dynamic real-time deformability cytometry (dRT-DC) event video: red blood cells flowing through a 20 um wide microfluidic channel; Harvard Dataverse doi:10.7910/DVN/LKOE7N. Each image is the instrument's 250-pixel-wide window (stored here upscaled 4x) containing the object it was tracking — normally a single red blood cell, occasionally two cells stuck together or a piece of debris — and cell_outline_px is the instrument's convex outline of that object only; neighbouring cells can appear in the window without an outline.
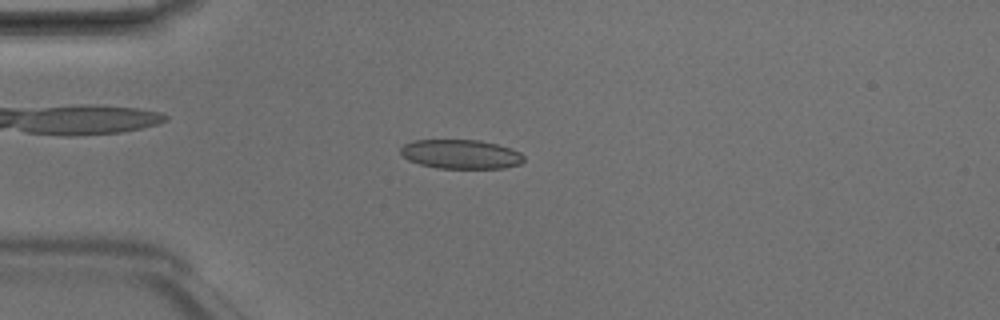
{"species": "Egyptian fruit bat (a non-hibernating species)", "species_latin": "Rousettus aegyptiacus", "temperature_condition": "room temperature", "stored_images_in_passage": 3, "camera_frame_rate_fps": 3000, "um_per_image_px": 0.085, "animal": {"sex": "male"}, "frame": {"image": 1, "passage_image": 3, "time_ms": 0.667, "image_size_px": [1000, 320], "cell_outline_px": [[524, 160], [520, 164], [504, 168], [436, 168], [420, 164], [408, 160], [400, 152], [400, 148], [404, 144], [412, 140], [480, 140], [512, 148], [520, 152], [524, 156]], "centroid_in_image_um": [39.18, 13.1], "position_along_channel_um": 45.8, "area_um2": 21.04}}